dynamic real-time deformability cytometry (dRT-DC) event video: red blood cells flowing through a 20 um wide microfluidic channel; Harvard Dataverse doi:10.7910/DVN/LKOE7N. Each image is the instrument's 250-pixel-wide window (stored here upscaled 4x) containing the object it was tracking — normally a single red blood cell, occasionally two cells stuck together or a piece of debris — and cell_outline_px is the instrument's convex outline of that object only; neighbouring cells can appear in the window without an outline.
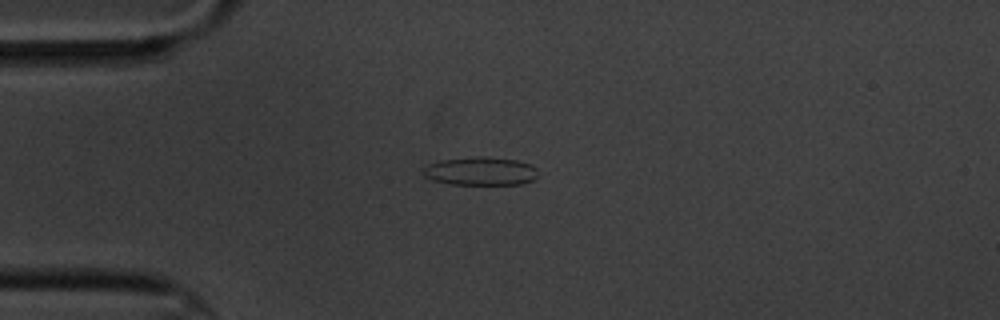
{"species": "common noctule bat (a hibernating species)", "species_latin": "Nyctalus noctula", "temperature_condition": "cold", "stored_images_in_passage": 2, "camera_frame_rate_fps": 3000, "um_per_image_px": 0.085, "animal": {"sex": "male", "body_mass_g": 20.1, "forearm_length_mm": 53.5}, "frame": {"image": 1, "passage_image": 1, "time_ms": 0.0, "image_size_px": [1000, 320], "cell_outline_px": [[536, 176], [532, 180], [524, 184], [448, 184], [432, 180], [424, 176], [424, 168], [428, 164], [444, 160], [480, 156], [516, 160], [532, 164], [536, 168]], "centroid_in_image_um": [40.86, 14.56], "position_along_channel_um": 44.1, "area_um2": 18.79}}